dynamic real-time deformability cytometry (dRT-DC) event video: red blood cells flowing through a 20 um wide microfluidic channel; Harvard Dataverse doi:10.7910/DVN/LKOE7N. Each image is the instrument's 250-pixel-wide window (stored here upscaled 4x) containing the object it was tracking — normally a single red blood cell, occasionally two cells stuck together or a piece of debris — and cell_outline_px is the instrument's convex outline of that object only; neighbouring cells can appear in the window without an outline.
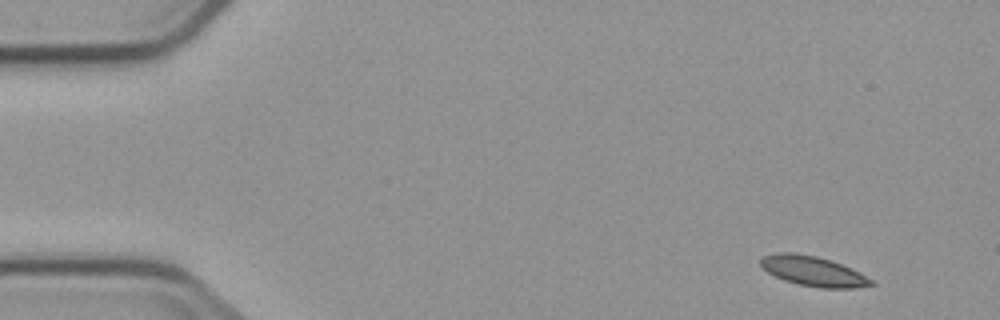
{"species": "common noctule bat (a hibernating species)", "species_latin": "Nyctalus noctula", "temperature_condition": "cold", "stored_images_in_passage": 5, "camera_frame_rate_fps": 3000, "um_per_image_px": 0.085, "animal": {"sex": "male", "body_mass_g": 23.1, "forearm_length_mm": 52.7}, "frame": {"image": 1, "passage_image": 1, "time_ms": 0.0, "image_size_px": [1000, 320], "cell_outline_px": [[876, 284], [856, 288], [820, 288], [796, 284], [784, 280], [768, 272], [760, 264], [760, 256], [776, 252], [792, 252], [816, 256], [840, 264], [860, 272], [872, 280]], "centroid_in_image_um": [69.09, 23.05], "position_along_channel_um": 15.9, "area_um2": 19.25}}
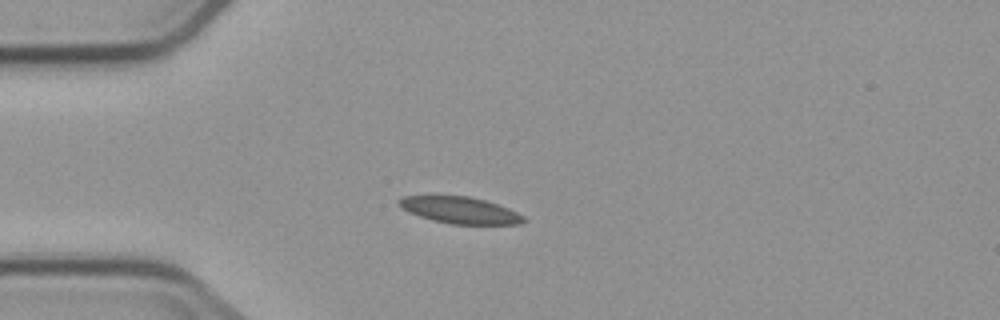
{"frame": {"image": 2, "passage_image": 4, "time_ms": 3.333, "image_size_px": [1000, 320], "cell_outline_px": [[528, 220], [520, 224], [452, 224], [432, 220], [408, 212], [400, 208], [396, 204], [396, 200], [400, 196], [436, 192], [468, 196], [484, 200], [508, 208], [524, 216]], "centroid_in_image_um": [38.95, 17.8], "position_along_channel_um": 46.1, "area_um2": 20.4}}
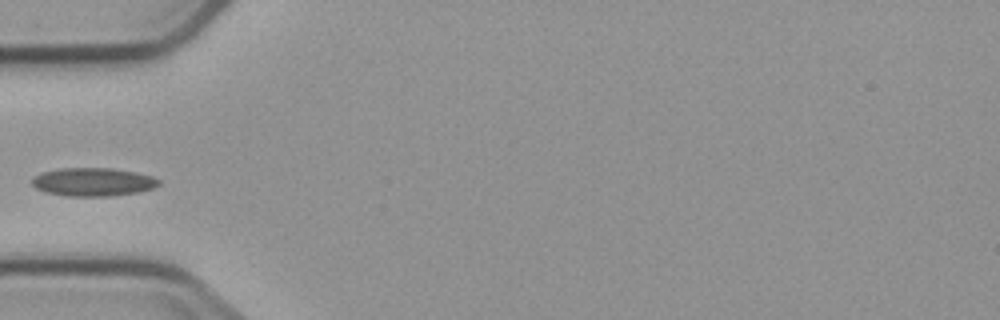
{"frame": {"image": 3, "passage_image": 5, "time_ms": 4.667, "image_size_px": [1000, 320], "cell_outline_px": [[160, 184], [152, 188], [140, 192], [112, 196], [68, 196], [44, 192], [36, 188], [32, 184], [32, 176], [40, 172], [60, 168], [112, 168], [136, 172], [152, 176], [160, 180]], "centroid_in_image_um": [7.89, 15.46], "position_along_channel_um": 77.1, "area_um2": 21.15}}